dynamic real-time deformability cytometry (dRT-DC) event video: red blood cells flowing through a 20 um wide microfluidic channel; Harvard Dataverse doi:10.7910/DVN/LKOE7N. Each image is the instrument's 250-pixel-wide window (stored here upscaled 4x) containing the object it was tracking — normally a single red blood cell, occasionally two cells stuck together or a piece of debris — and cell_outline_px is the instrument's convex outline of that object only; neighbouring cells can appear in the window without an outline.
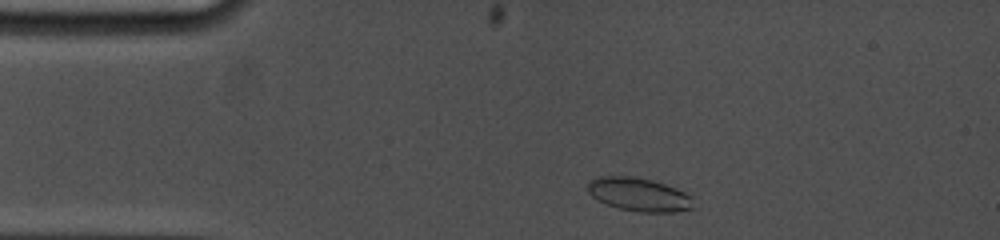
{"species": "common noctule bat (a hibernating species)", "species_latin": "Nyctalus noctula", "temperature_condition": "cold", "stored_images_in_passage": 5, "camera_frame_rate_fps": 5000, "um_per_image_px": 0.085, "animal": {"sex": "female", "body_mass_g": 19.0, "forearm_length_mm": 53.3}, "frame": {"image": 1, "passage_image": 1, "time_ms": 0.0, "image_size_px": [1000, 240], "cell_outline_px": [[692, 208], [676, 212], [640, 212], [620, 208], [596, 200], [588, 192], [588, 180], [600, 176], [632, 176], [652, 180], [676, 188], [692, 196]], "centroid_in_image_um": [54.29, 16.52], "position_along_channel_um": 30.7, "area_um2": 20.52}}
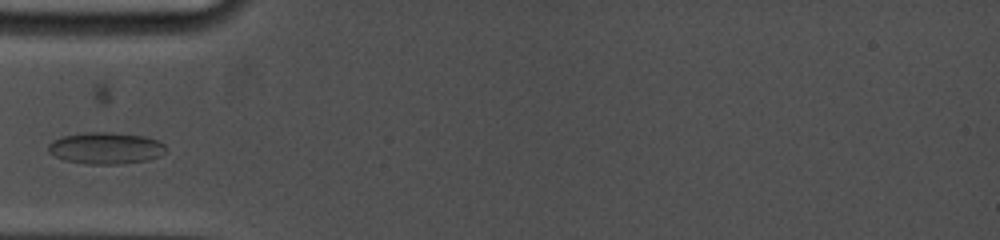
{"frame": {"image": 2, "passage_image": 4, "time_ms": 2.4, "image_size_px": [1000, 240], "cell_outline_px": [[168, 148], [160, 156], [148, 160], [116, 164], [88, 164], [64, 160], [48, 152], [48, 144], [52, 140], [64, 136], [84, 132], [112, 132], [144, 136], [156, 140], [164, 144]], "centroid_in_image_um": [8.99, 12.59], "position_along_channel_um": 76.0, "area_um2": 21.73}}